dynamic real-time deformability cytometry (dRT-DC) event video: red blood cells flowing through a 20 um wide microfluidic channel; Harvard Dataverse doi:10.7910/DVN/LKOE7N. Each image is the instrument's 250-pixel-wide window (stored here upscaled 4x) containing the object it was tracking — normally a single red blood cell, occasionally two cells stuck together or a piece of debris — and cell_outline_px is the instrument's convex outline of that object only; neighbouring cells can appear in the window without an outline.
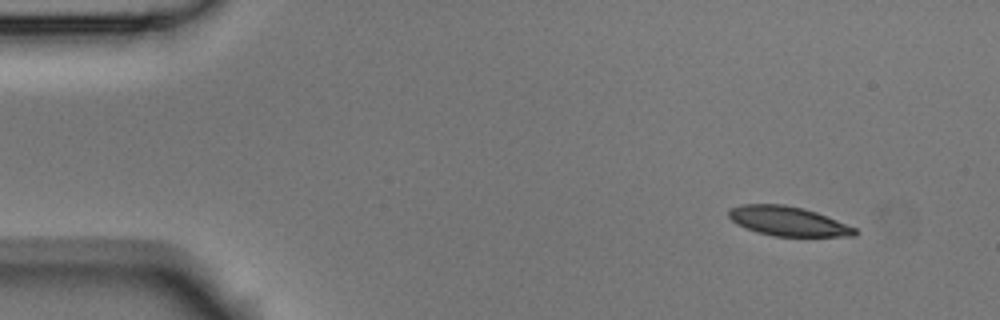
{"species": "Egyptian fruit bat (a non-hibernating species)", "species_latin": "Rousettus aegyptiacus", "temperature_condition": "room temperature", "stored_images_in_passage": 3, "camera_frame_rate_fps": 3000, "um_per_image_px": 0.085, "animal": {"sex": "male"}, "frame": {"image": 1, "passage_image": 1, "time_ms": 0.0, "image_size_px": [1000, 320], "cell_outline_px": [[860, 232], [856, 236], [772, 236], [756, 232], [732, 220], [728, 216], [728, 212], [732, 208], [740, 204], [784, 204], [804, 208], [816, 212], [856, 228]], "centroid_in_image_um": [67.01, 18.8], "position_along_channel_um": 18.0, "area_um2": 21.5}}
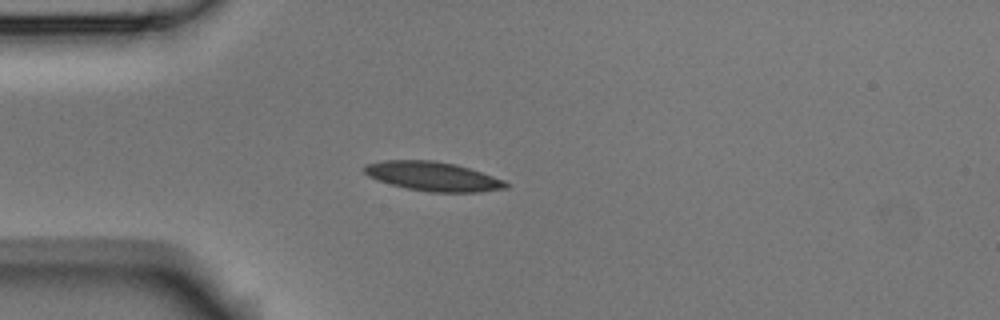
{"frame": {"image": 2, "passage_image": 3, "time_ms": 0.667, "image_size_px": [1000, 320], "cell_outline_px": [[508, 188], [480, 192], [432, 192], [404, 188], [376, 180], [368, 176], [364, 172], [364, 164], [384, 160], [432, 160], [456, 164], [504, 180], [508, 184]], "centroid_in_image_um": [36.76, 14.99], "position_along_channel_um": 48.2, "area_um2": 24.1}}